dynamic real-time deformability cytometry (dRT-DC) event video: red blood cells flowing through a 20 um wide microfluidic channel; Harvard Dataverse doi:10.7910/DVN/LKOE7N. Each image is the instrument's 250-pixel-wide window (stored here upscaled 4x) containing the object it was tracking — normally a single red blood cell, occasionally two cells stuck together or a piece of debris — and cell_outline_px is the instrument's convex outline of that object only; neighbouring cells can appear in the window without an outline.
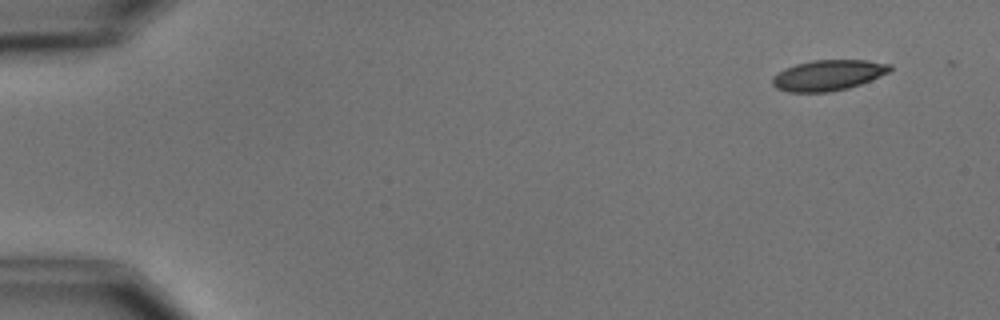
{"species": "common noctule bat (a hibernating species)", "species_latin": "Nyctalus noctula", "temperature_condition": "cold", "stored_images_in_passage": 7, "camera_frame_rate_fps": 3000, "um_per_image_px": 0.085, "animal": {"sex": "male", "body_mass_g": 15.6}, "frame": {"image": 1, "passage_image": 1, "time_ms": 0.0, "image_size_px": [1000, 320], "cell_outline_px": [[892, 68], [888, 72], [880, 76], [860, 84], [848, 88], [828, 92], [788, 92], [776, 88], [772, 84], [772, 76], [776, 72], [784, 68], [796, 64], [812, 60], [868, 60], [892, 64]], "centroid_in_image_um": [70.36, 6.39], "position_along_channel_um": 14.6, "area_um2": 21.1}}
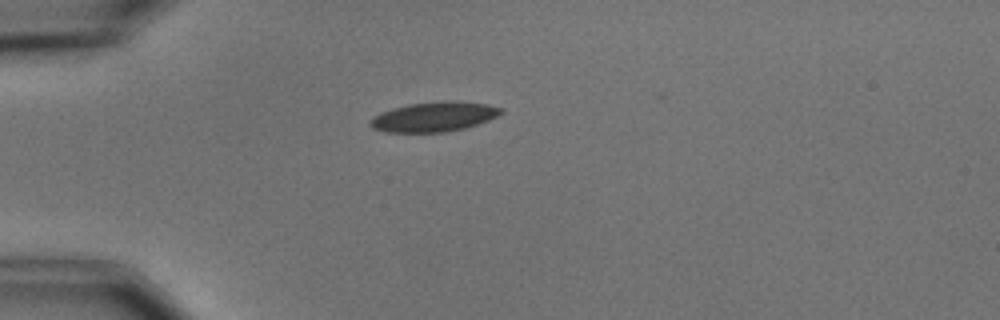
{"frame": {"image": 2, "passage_image": 4, "time_ms": 3.667, "image_size_px": [1000, 320], "cell_outline_px": [[504, 112], [488, 120], [464, 128], [444, 132], [384, 132], [372, 128], [368, 124], [372, 116], [392, 108], [408, 104], [440, 100], [456, 100], [488, 104], [504, 108]], "centroid_in_image_um": [36.88, 9.9], "position_along_channel_um": 48.1, "area_um2": 22.95}}
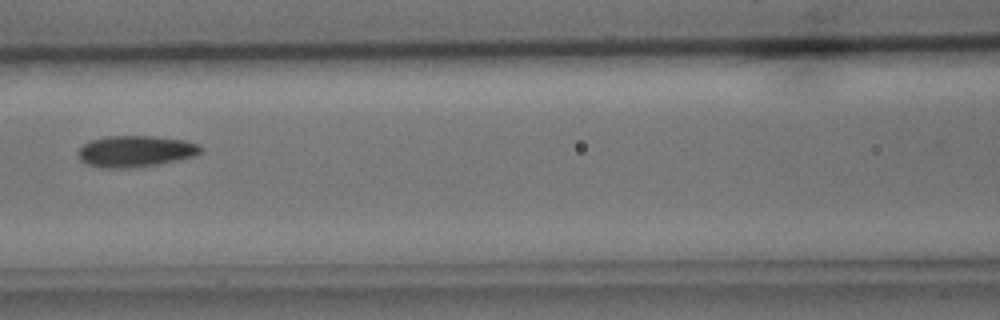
{"frame": {"image": 3, "passage_image": 7, "time_ms": 7.0, "image_size_px": [1000, 320], "cell_outline_px": [[204, 152], [196, 156], [180, 160], [160, 164], [128, 168], [100, 168], [88, 164], [80, 160], [76, 152], [88, 140], [104, 136], [152, 136], [184, 140], [200, 144], [204, 148]], "centroid_in_image_um": [11.55, 12.86], "position_along_channel_um": 155.1, "area_um2": 22.89}}